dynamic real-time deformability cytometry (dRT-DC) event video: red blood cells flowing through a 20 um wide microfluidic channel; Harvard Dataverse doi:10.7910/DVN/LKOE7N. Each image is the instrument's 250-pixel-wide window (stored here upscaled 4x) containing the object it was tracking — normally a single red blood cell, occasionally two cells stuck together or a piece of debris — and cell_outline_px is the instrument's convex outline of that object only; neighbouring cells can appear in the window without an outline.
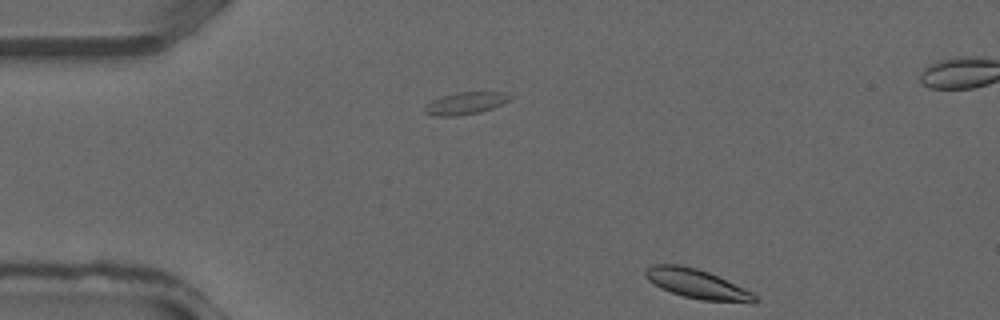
{"species": "common noctule bat (a hibernating species)", "species_latin": "Nyctalus noctula", "temperature_condition": "warm", "stored_images_in_passage": 4, "segment_of_instrument_passage": [2, 2], "camera_frame_rate_fps": 3000, "um_per_image_px": 0.085, "animal": {"sex": "male", "forearm_length_mm": 52.5}, "frame": {"image": 1, "passage_image": 4, "time_ms": 1.0, "image_size_px": [1000, 320], "cell_outline_px": [[756, 304], [752, 304], [700, 300], [684, 296], [660, 288], [648, 280], [644, 276], [644, 268], [652, 264], [680, 264], [696, 268], [708, 272], [744, 288], [752, 292], [756, 296]], "centroid_in_image_um": [59.24, 24.14], "position_along_channel_um": 25.8, "area_um2": 18.96}}